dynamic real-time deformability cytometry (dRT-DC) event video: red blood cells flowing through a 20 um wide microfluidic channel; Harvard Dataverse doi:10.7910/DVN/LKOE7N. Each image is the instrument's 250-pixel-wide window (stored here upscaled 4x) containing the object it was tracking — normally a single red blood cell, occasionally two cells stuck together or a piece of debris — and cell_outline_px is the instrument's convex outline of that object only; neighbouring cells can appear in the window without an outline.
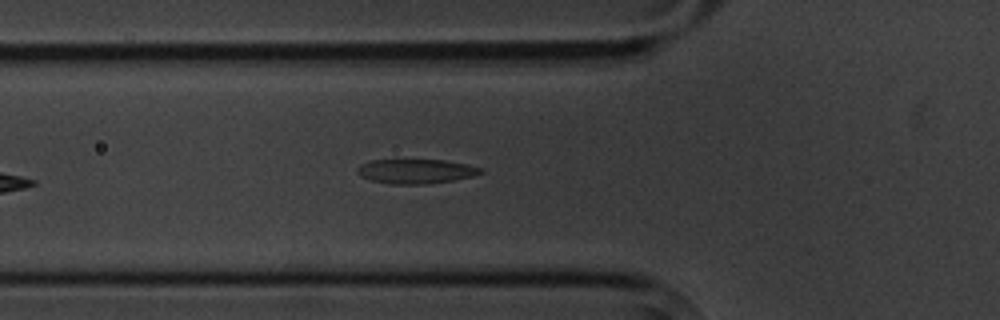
{"species": "common noctule bat (a hibernating species)", "species_latin": "Nyctalus noctula", "temperature_condition": "cold", "stored_images_in_passage": 7, "camera_frame_rate_fps": 3000, "um_per_image_px": 0.085, "animal": {"sex": "male", "body_mass_g": 20.1, "forearm_length_mm": 53.5}, "frame": {"image": 1, "passage_image": 7, "time_ms": 7.667, "image_size_px": [1000, 320], "cell_outline_px": [[484, 172], [472, 176], [456, 180], [428, 184], [388, 184], [372, 180], [360, 176], [356, 172], [356, 168], [360, 164], [372, 160], [444, 160], [468, 164], [480, 168]], "centroid_in_image_um": [35.33, 14.56], "position_along_channel_um": 90.5, "area_um2": 17.69}}